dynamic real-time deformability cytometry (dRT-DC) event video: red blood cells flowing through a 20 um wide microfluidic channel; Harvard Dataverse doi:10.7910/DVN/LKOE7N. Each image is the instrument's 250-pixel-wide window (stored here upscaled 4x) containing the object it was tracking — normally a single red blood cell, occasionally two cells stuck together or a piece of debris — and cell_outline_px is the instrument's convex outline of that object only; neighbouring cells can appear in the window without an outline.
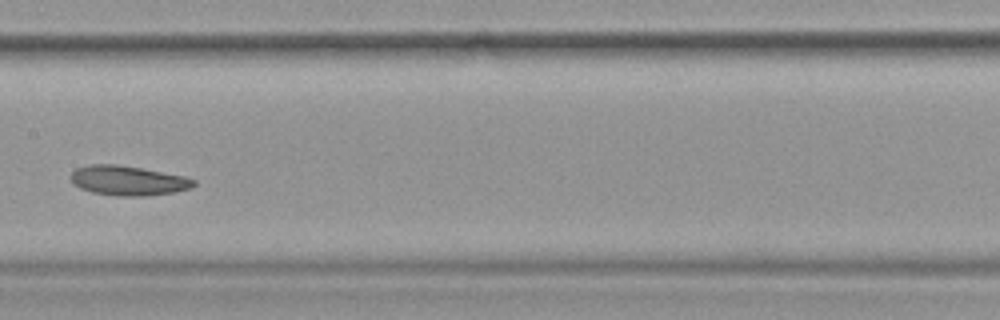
{"species": "common noctule bat (a hibernating species)", "species_latin": "Nyctalus noctula", "temperature_condition": "warm", "stored_images_in_passage": 29, "camera_frame_rate_fps": 3000, "um_per_image_px": 0.085, "animal": {"sex": "female", "body_mass_g": 19.9}, "frame": {"image": 1, "passage_image": 13, "time_ms": 4.0, "image_size_px": [1000, 320], "cell_outline_px": [[192, 184], [184, 188], [168, 192], [100, 192], [84, 188], [76, 184], [72, 180], [72, 176], [80, 168], [136, 168], [176, 176], [192, 180]], "centroid_in_image_um": [10.87, 15.34], "position_along_channel_um": 196.5, "area_um2": 16.82}}